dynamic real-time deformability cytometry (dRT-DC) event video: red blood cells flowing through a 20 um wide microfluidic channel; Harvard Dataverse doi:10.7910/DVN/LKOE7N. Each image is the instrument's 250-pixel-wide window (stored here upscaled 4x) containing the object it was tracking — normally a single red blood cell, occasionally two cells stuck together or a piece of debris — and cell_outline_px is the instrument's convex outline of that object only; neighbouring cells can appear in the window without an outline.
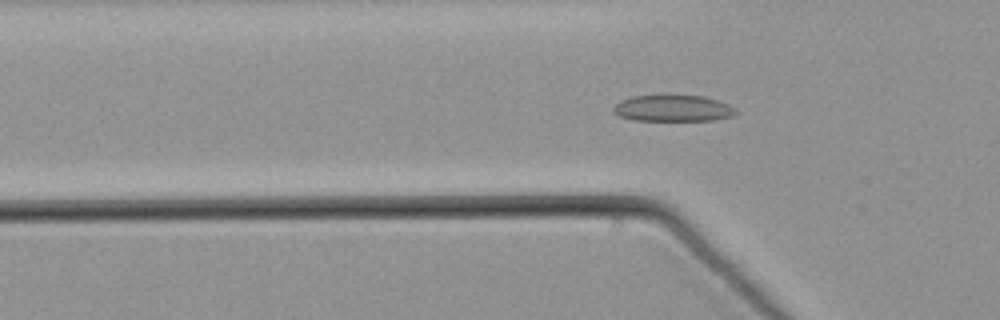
{"species": "common noctule bat (a hibernating species)", "species_latin": "Nyctalus noctula", "temperature_condition": "warm", "stored_images_in_passage": 40, "camera_frame_rate_fps": 3000, "um_per_image_px": 0.085, "animal": {"sex": "male", "body_mass_g": 21.5, "forearm_length_mm": 52.0}, "frame": {"image": 1, "passage_image": 19, "time_ms": 6.0, "image_size_px": [1000, 320], "cell_outline_px": [[740, 112], [732, 116], [716, 120], [632, 120], [620, 116], [612, 112], [612, 108], [620, 100], [632, 96], [704, 96], [728, 104], [736, 108]], "centroid_in_image_um": [57.22, 9.21], "position_along_channel_um": 68.6, "area_um2": 18.79}}
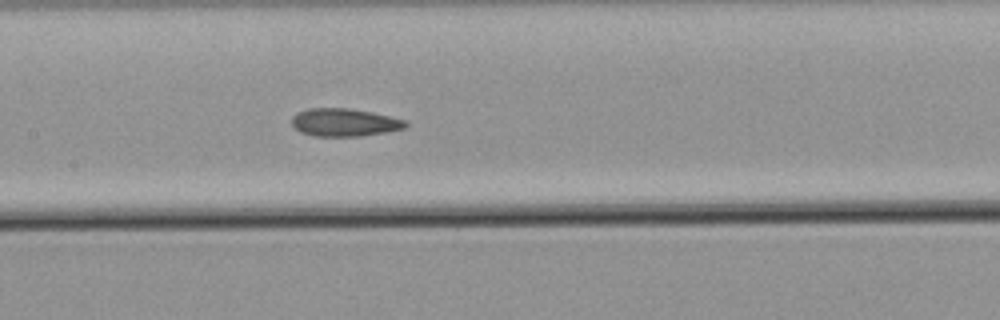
{"frame": {"image": 2, "passage_image": 28, "time_ms": 9.0, "image_size_px": [1000, 320], "cell_outline_px": [[408, 124], [404, 128], [388, 132], [360, 136], [316, 136], [300, 132], [292, 124], [292, 116], [296, 112], [308, 108], [348, 108], [372, 112], [404, 120]], "centroid_in_image_um": [29.25, 10.4], "position_along_channel_um": 178.2, "area_um2": 18.44}}
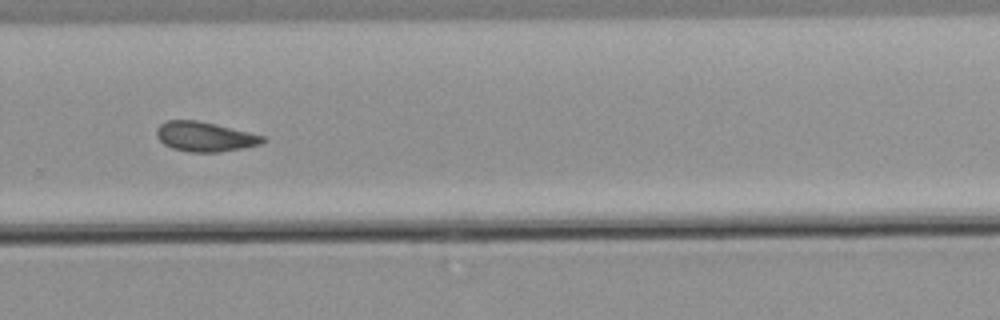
{"frame": {"image": 3, "passage_image": 39, "time_ms": 12.667, "image_size_px": [1000, 320], "cell_outline_px": [[268, 140], [260, 144], [244, 148], [220, 152], [188, 152], [172, 148], [164, 144], [156, 136], [156, 128], [160, 124], [168, 120], [200, 120], [264, 136]], "centroid_in_image_um": [17.41, 11.62], "position_along_channel_um": 312.4, "area_um2": 18.5}}